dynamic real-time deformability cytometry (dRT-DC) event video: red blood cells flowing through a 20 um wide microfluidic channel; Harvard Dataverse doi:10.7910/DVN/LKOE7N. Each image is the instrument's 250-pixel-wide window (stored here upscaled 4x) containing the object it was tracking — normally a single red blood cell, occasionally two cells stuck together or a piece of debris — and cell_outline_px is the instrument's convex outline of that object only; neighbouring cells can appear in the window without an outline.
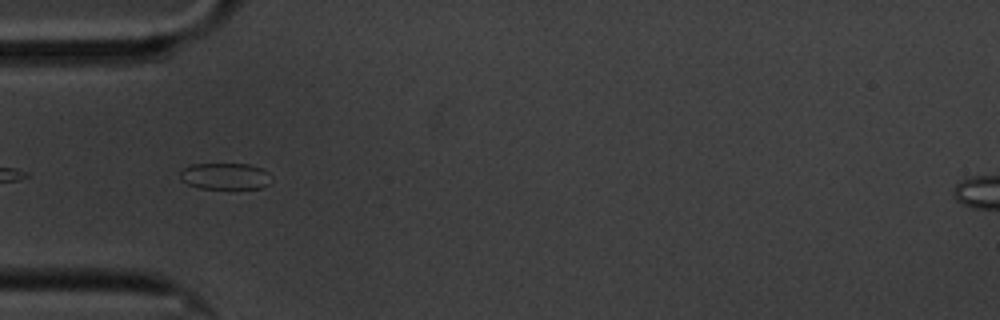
{"species": "common noctule bat (a hibernating species)", "species_latin": "Nyctalus noctula", "temperature_condition": "cold", "stored_images_in_passage": 13, "camera_frame_rate_fps": 3000, "um_per_image_px": 0.085, "animal": {"sex": "male", "body_mass_g": 20.1, "forearm_length_mm": 53.5}, "frame": {"image": 1, "passage_image": 3, "time_ms": 0.667, "image_size_px": [1000, 320], "cell_outline_px": [[272, 180], [268, 184], [260, 188], [200, 188], [188, 184], [180, 180], [180, 172], [184, 168], [192, 164], [248, 164], [260, 168], [268, 172], [272, 176]], "centroid_in_image_um": [19.15, 14.97], "position_along_channel_um": 65.9, "area_um2": 14.05}}